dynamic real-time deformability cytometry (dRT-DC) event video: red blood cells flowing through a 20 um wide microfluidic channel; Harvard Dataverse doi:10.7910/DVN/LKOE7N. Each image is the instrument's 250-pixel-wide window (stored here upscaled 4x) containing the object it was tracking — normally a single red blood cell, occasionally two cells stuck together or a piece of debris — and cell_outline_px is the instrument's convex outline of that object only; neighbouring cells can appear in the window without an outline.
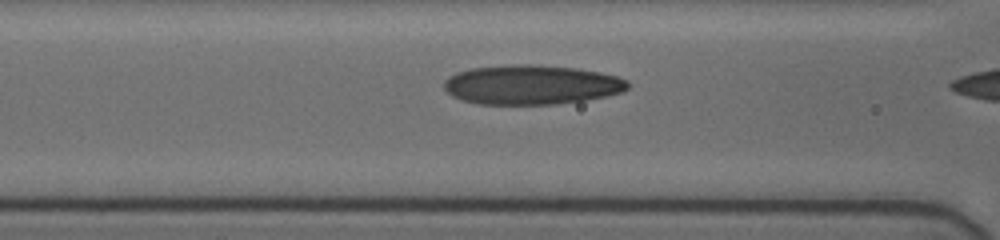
{"species": "human", "species_latin": "Homo sapiens", "temperature_condition": "cold", "stored_images_in_passage": 8, "camera_frame_rate_fps": 3000, "um_per_image_px": 0.085, "donor": {"sex": "female"}, "frame": {"image": 1, "passage_image": 7, "time_ms": 2.0, "image_size_px": [1000, 240], "cell_outline_px": [[628, 88], [620, 92], [604, 96], [584, 100], [556, 104], [480, 104], [464, 100], [452, 96], [444, 88], [444, 80], [448, 76], [456, 72], [472, 68], [508, 64], [536, 64], [576, 68], [600, 72], [616, 76], [628, 80]], "centroid_in_image_um": [45.15, 7.19], "position_along_channel_um": 121.5, "area_um2": 42.31}}